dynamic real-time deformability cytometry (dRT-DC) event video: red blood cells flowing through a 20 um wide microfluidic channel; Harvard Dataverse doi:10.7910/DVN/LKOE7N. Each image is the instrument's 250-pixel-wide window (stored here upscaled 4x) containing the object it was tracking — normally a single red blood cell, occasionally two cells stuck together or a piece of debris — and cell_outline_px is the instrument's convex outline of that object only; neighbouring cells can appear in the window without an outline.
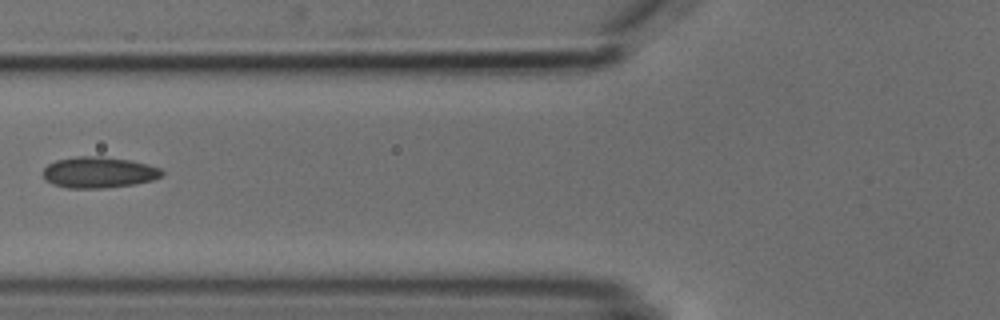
{"species": "common noctule bat (a hibernating species)", "species_latin": "Nyctalus noctula", "temperature_condition": "cold", "stored_images_in_passage": 5, "camera_frame_rate_fps": 3000, "um_per_image_px": 0.085, "animal": {"sex": "male", "body_mass_g": 18.8}, "frame": {"image": 1, "passage_image": 5, "time_ms": 4.667, "image_size_px": [1000, 320], "cell_outline_px": [[164, 176], [152, 180], [136, 184], [104, 188], [68, 188], [52, 184], [44, 180], [44, 168], [48, 164], [56, 160], [76, 156], [104, 156], [132, 160], [148, 164], [160, 168], [164, 172]], "centroid_in_image_um": [8.42, 14.65], "position_along_channel_um": 117.4, "area_um2": 21.85}}